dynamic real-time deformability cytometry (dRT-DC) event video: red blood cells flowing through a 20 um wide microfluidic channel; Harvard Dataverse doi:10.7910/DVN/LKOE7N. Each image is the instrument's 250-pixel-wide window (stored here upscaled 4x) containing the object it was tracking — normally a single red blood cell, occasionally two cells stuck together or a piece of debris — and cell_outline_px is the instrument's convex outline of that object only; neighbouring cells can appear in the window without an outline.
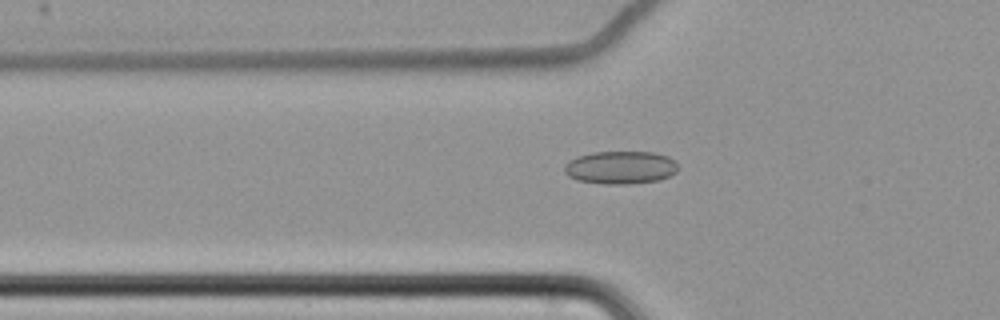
{"species": "common noctule bat (a hibernating species)", "species_latin": "Nyctalus noctula", "temperature_condition": "cold", "stored_images_in_passage": 62, "camera_frame_rate_fps": 3000, "um_per_image_px": 0.085, "animal": {"sex": "female", "body_mass_g": 22.7, "forearm_length_mm": 54.2}, "frame": {"image": 1, "passage_image": 24, "time_ms": 7.667, "image_size_px": [1000, 320], "cell_outline_px": [[680, 168], [676, 172], [660, 180], [628, 184], [604, 184], [576, 180], [568, 176], [564, 172], [564, 164], [568, 160], [576, 156], [592, 152], [652, 152], [668, 156], [676, 160]], "centroid_in_image_um": [52.74, 14.23], "position_along_channel_um": 73.1, "area_um2": 22.2}}
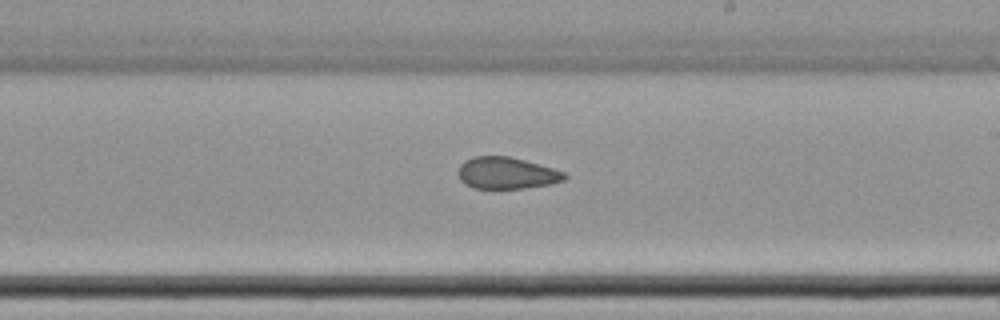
{"frame": {"image": 2, "passage_image": 39, "time_ms": 12.667, "image_size_px": [1000, 320], "cell_outline_px": [[568, 176], [564, 180], [552, 184], [524, 188], [472, 188], [464, 184], [460, 180], [456, 172], [460, 164], [464, 160], [476, 156], [508, 156], [524, 160], [552, 168], [564, 172]], "centroid_in_image_um": [43.02, 14.71], "position_along_channel_um": 246.0, "area_um2": 19.77}}
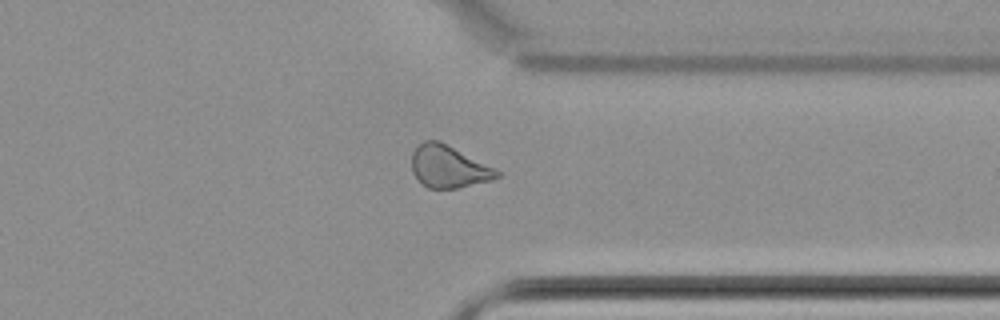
{"frame": {"image": 3, "passage_image": 50, "time_ms": 16.333, "image_size_px": [1000, 320], "cell_outline_px": [[500, 176], [492, 180], [456, 188], [428, 188], [420, 184], [412, 172], [412, 152], [424, 140], [440, 140], [496, 168], [500, 172]], "centroid_in_image_um": [38.13, 14.16], "position_along_channel_um": 373.3, "area_um2": 21.15}}